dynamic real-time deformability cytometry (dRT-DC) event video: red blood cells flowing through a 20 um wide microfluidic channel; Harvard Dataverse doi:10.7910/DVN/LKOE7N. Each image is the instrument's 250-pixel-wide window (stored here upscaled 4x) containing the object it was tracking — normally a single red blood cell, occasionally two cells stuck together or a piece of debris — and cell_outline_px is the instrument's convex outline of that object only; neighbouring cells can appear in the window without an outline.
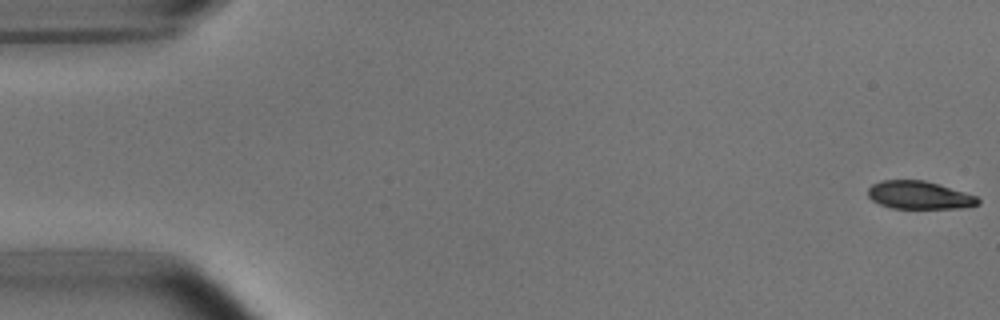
{"species": "common noctule bat (a hibernating species)", "species_latin": "Nyctalus noctula", "temperature_condition": "room temperature", "stored_images_in_passage": 15, "camera_frame_rate_fps": 3000, "um_per_image_px": 0.085, "animal": {"sex": "male", "body_mass_g": 15.6}, "frame": {"image": 1, "passage_image": 1, "time_ms": 0.0, "image_size_px": [1000, 320], "cell_outline_px": [[980, 204], [964, 208], [892, 208], [880, 204], [872, 200], [868, 196], [868, 188], [872, 184], [880, 180], [924, 180], [964, 192], [976, 196], [980, 200]], "centroid_in_image_um": [78.12, 16.59], "position_along_channel_um": 6.9, "area_um2": 17.86}}
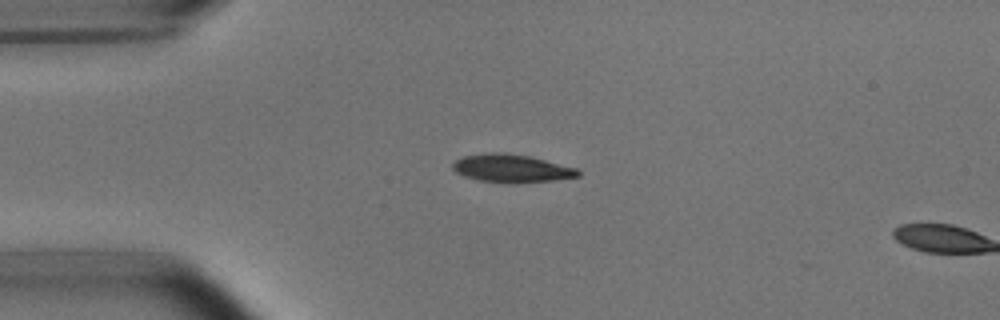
{"frame": {"image": 2, "passage_image": 13, "time_ms": 4.0, "image_size_px": [1000, 320], "cell_outline_px": [[580, 176], [552, 180], [508, 184], [480, 180], [464, 176], [456, 172], [452, 168], [452, 164], [456, 160], [464, 156], [488, 152], [504, 152], [532, 156], [576, 168], [580, 172]], "centroid_in_image_um": [43.47, 14.3], "position_along_channel_um": 41.5, "area_um2": 20.58}}